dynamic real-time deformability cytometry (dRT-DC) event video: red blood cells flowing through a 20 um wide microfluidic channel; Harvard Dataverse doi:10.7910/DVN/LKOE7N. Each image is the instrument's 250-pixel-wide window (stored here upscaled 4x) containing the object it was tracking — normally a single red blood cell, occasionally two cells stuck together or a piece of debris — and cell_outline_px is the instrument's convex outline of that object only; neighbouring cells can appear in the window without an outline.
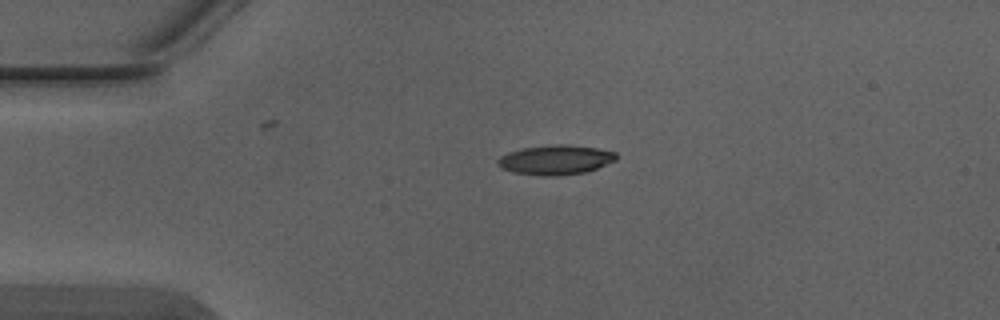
{"species": "Egyptian fruit bat (a non-hibernating species)", "species_latin": "Rousettus aegyptiacus", "temperature_condition": "warm", "stored_images_in_passage": 4, "camera_frame_rate_fps": 3000, "um_per_image_px": 0.085, "animal": {"sex": "male"}, "frame": {"image": 1, "passage_image": 4, "time_ms": 1.0, "image_size_px": [1000, 320], "cell_outline_px": [[616, 160], [596, 168], [584, 172], [556, 176], [544, 176], [512, 172], [500, 168], [496, 164], [496, 160], [500, 156], [508, 152], [520, 148], [556, 144], [568, 144], [596, 148], [616, 152]], "centroid_in_image_um": [47.16, 13.58], "position_along_channel_um": 37.8, "area_um2": 20.52}}